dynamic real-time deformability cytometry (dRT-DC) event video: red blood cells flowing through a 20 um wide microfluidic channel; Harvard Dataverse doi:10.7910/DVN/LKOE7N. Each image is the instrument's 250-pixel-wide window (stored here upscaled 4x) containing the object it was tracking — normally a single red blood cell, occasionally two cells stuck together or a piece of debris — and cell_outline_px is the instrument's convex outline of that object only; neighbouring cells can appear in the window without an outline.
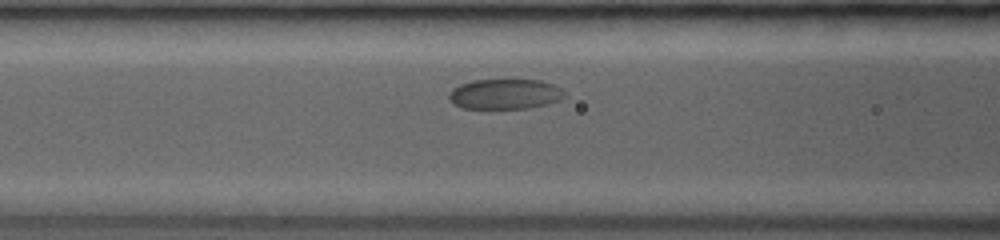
{"species": "common noctule bat (a hibernating species)", "species_latin": "Nyctalus noctula", "temperature_condition": "room temperature", "stored_images_in_passage": 16, "camera_frame_rate_fps": 3500, "um_per_image_px": 0.085, "animal": {"sex": "female", "body_mass_g": 19.0, "forearm_length_mm": 53.3}, "frame": {"image": 1, "passage_image": 14, "time_ms": 3.714, "image_size_px": [1000, 240], "cell_outline_px": [[564, 96], [556, 100], [544, 104], [524, 108], [464, 108], [456, 104], [448, 96], [452, 88], [460, 84], [472, 80], [540, 80], [552, 84], [560, 88], [564, 92]], "centroid_in_image_um": [42.88, 7.98], "position_along_channel_um": 123.7, "area_um2": 19.83}}